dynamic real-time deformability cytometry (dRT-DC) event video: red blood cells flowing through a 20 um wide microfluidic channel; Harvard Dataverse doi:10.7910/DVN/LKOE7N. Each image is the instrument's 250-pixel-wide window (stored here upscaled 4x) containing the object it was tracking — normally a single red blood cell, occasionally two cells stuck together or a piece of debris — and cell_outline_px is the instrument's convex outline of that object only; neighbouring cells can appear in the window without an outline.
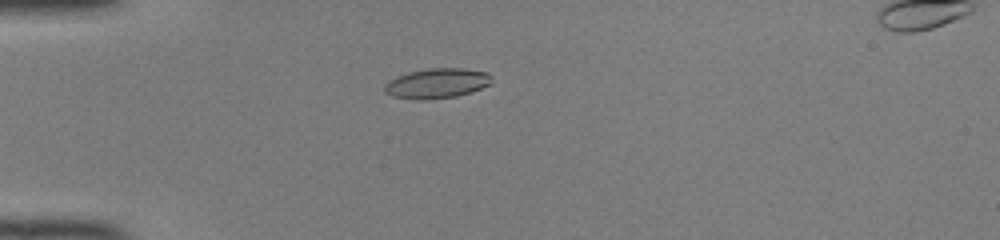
{"species": "common noctule bat (a hibernating species)", "species_latin": "Nyctalus noctula", "temperature_condition": "room temperature", "stored_images_in_passage": 41, "camera_frame_rate_fps": 3000, "um_per_image_px": 0.085, "animal": {"sex": "female", "body_mass_g": 22.0, "forearm_length_mm": 56.7}, "frame": {"image": 1, "passage_image": 6, "time_ms": 1.667, "image_size_px": [1000, 240], "cell_outline_px": [[492, 84], [472, 92], [456, 96], [424, 100], [416, 100], [392, 96], [384, 92], [384, 84], [388, 80], [396, 76], [408, 72], [428, 68], [464, 68], [488, 72], [492, 76]], "centroid_in_image_um": [37.14, 7.08], "position_along_channel_um": 47.9, "area_um2": 19.07}}
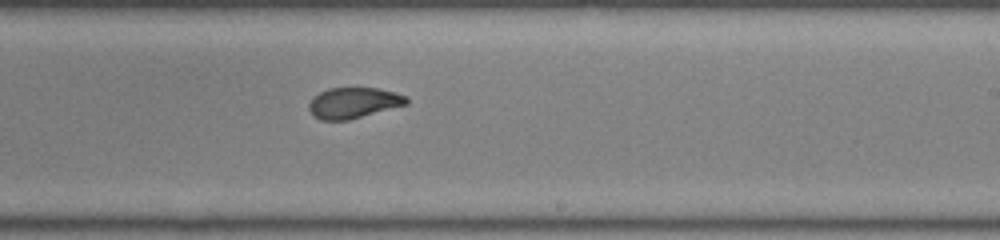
{"frame": {"image": 2, "passage_image": 23, "time_ms": 7.333, "image_size_px": [1000, 240], "cell_outline_px": [[408, 104], [348, 120], [320, 120], [308, 108], [308, 104], [312, 96], [328, 88], [380, 88], [396, 92], [408, 96]], "centroid_in_image_um": [30.07, 8.73], "position_along_channel_um": 258.9, "area_um2": 17.57}}
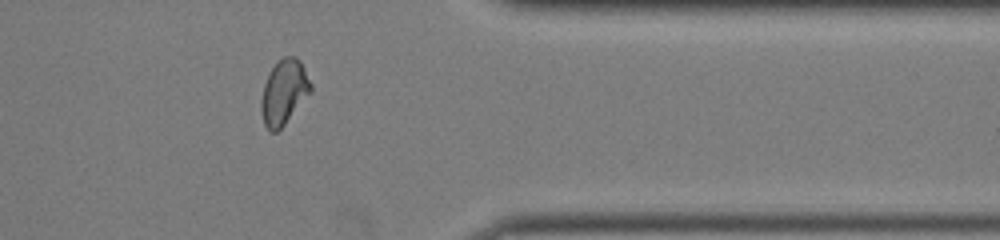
{"frame": {"image": 3, "passage_image": 33, "time_ms": 10.667, "image_size_px": [1000, 240], "cell_outline_px": [[312, 92], [284, 124], [276, 132], [272, 132], [264, 124], [260, 108], [260, 100], [264, 84], [272, 68], [284, 56], [296, 56], [300, 60], [312, 84]], "centroid_in_image_um": [24.15, 7.83], "position_along_channel_um": 387.3, "area_um2": 18.61}, "authors_computed_cell_mechanics": {"area_um2": 18.3226, "velocity_mm_per_s": 4.1167, "shape_relaxation_time_tau1_ms": 6.3196, "shape_relaxation_time_tau2_ms": 0.8598, "deformation_change_tau1": 0.243, "deformation_change_tau2": 0.0646}}